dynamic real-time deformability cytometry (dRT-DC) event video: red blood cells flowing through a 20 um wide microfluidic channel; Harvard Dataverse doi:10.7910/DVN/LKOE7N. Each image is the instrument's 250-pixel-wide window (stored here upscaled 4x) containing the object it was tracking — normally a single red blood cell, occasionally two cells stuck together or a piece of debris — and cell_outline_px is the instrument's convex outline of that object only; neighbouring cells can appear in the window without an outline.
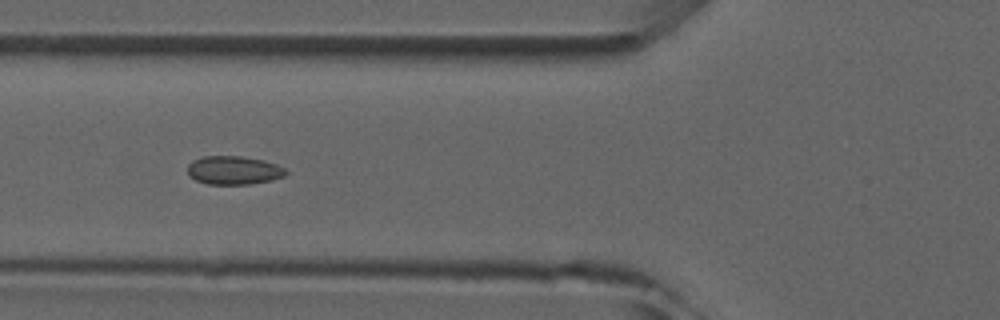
{"species": "common noctule bat (a hibernating species)", "species_latin": "Nyctalus noctula", "temperature_condition": "room temperature", "stored_images_in_passage": 8, "camera_frame_rate_fps": 3000, "um_per_image_px": 0.085, "animal": {"sex": "male", "forearm_length_mm": 52.5}, "frame": {"image": 1, "passage_image": 6, "time_ms": 5.667, "image_size_px": [1000, 320], "cell_outline_px": [[288, 172], [284, 176], [272, 180], [248, 184], [208, 184], [196, 180], [188, 176], [188, 164], [192, 160], [204, 156], [240, 156], [264, 160], [276, 164], [284, 168]], "centroid_in_image_um": [19.85, 14.47], "position_along_channel_um": 105.9, "area_um2": 16.36}}
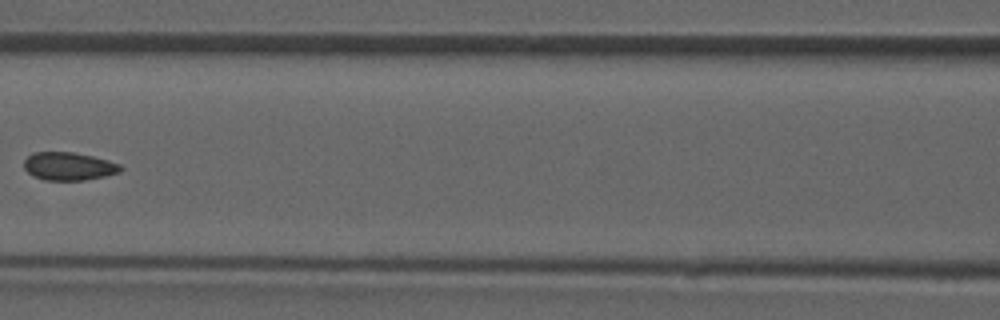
{"frame": {"image": 2, "passage_image": 7, "time_ms": 7.0, "image_size_px": [1000, 320], "cell_outline_px": [[124, 168], [120, 172], [104, 176], [84, 180], [44, 180], [32, 176], [24, 168], [24, 160], [32, 152], [72, 152], [92, 156], [108, 160], [120, 164]], "centroid_in_image_um": [5.83, 14.13], "position_along_channel_um": 160.8, "area_um2": 15.84}}